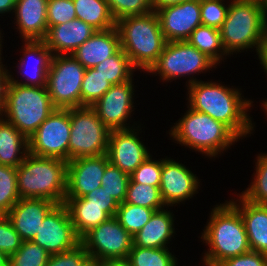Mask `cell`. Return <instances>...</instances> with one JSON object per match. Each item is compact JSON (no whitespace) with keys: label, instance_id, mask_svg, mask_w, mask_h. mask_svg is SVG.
Returning <instances> with one entry per match:
<instances>
[{"label":"cell","instance_id":"cell-33","mask_svg":"<svg viewBox=\"0 0 267 266\" xmlns=\"http://www.w3.org/2000/svg\"><path fill=\"white\" fill-rule=\"evenodd\" d=\"M111 87L112 84L95 68H87L81 84V107H91Z\"/></svg>","mask_w":267,"mask_h":266},{"label":"cell","instance_id":"cell-40","mask_svg":"<svg viewBox=\"0 0 267 266\" xmlns=\"http://www.w3.org/2000/svg\"><path fill=\"white\" fill-rule=\"evenodd\" d=\"M229 9L224 0H200V16L202 25L220 29Z\"/></svg>","mask_w":267,"mask_h":266},{"label":"cell","instance_id":"cell-37","mask_svg":"<svg viewBox=\"0 0 267 266\" xmlns=\"http://www.w3.org/2000/svg\"><path fill=\"white\" fill-rule=\"evenodd\" d=\"M50 256L33 241H23L20 248L9 256L8 266H46Z\"/></svg>","mask_w":267,"mask_h":266},{"label":"cell","instance_id":"cell-12","mask_svg":"<svg viewBox=\"0 0 267 266\" xmlns=\"http://www.w3.org/2000/svg\"><path fill=\"white\" fill-rule=\"evenodd\" d=\"M81 243L91 260L127 259L133 246V236L116 217H110L87 232Z\"/></svg>","mask_w":267,"mask_h":266},{"label":"cell","instance_id":"cell-49","mask_svg":"<svg viewBox=\"0 0 267 266\" xmlns=\"http://www.w3.org/2000/svg\"><path fill=\"white\" fill-rule=\"evenodd\" d=\"M98 266H131L127 259L98 260Z\"/></svg>","mask_w":267,"mask_h":266},{"label":"cell","instance_id":"cell-24","mask_svg":"<svg viewBox=\"0 0 267 266\" xmlns=\"http://www.w3.org/2000/svg\"><path fill=\"white\" fill-rule=\"evenodd\" d=\"M48 0H17L15 25L23 40H43L48 31Z\"/></svg>","mask_w":267,"mask_h":266},{"label":"cell","instance_id":"cell-20","mask_svg":"<svg viewBox=\"0 0 267 266\" xmlns=\"http://www.w3.org/2000/svg\"><path fill=\"white\" fill-rule=\"evenodd\" d=\"M57 204L48 199L20 198L6 214L23 241H32L45 216Z\"/></svg>","mask_w":267,"mask_h":266},{"label":"cell","instance_id":"cell-34","mask_svg":"<svg viewBox=\"0 0 267 266\" xmlns=\"http://www.w3.org/2000/svg\"><path fill=\"white\" fill-rule=\"evenodd\" d=\"M154 211L123 202L119 204L115 217L127 232L135 236L146 225Z\"/></svg>","mask_w":267,"mask_h":266},{"label":"cell","instance_id":"cell-1","mask_svg":"<svg viewBox=\"0 0 267 266\" xmlns=\"http://www.w3.org/2000/svg\"><path fill=\"white\" fill-rule=\"evenodd\" d=\"M187 87L188 106L191 109L208 114L214 120L224 123L239 138L252 134L254 123L247 112L254 102L243 99L244 96H241L242 93L238 88L202 80Z\"/></svg>","mask_w":267,"mask_h":266},{"label":"cell","instance_id":"cell-57","mask_svg":"<svg viewBox=\"0 0 267 266\" xmlns=\"http://www.w3.org/2000/svg\"><path fill=\"white\" fill-rule=\"evenodd\" d=\"M266 14H267V3L265 4Z\"/></svg>","mask_w":267,"mask_h":266},{"label":"cell","instance_id":"cell-47","mask_svg":"<svg viewBox=\"0 0 267 266\" xmlns=\"http://www.w3.org/2000/svg\"><path fill=\"white\" fill-rule=\"evenodd\" d=\"M2 44L0 43V118L3 117V113L5 110V102H6V94L7 88L9 84V74L11 72L5 68V65L2 64Z\"/></svg>","mask_w":267,"mask_h":266},{"label":"cell","instance_id":"cell-26","mask_svg":"<svg viewBox=\"0 0 267 266\" xmlns=\"http://www.w3.org/2000/svg\"><path fill=\"white\" fill-rule=\"evenodd\" d=\"M167 208L154 211L146 225L133 236L134 246L168 248L167 245L175 233V228L173 227L174 214Z\"/></svg>","mask_w":267,"mask_h":266},{"label":"cell","instance_id":"cell-31","mask_svg":"<svg viewBox=\"0 0 267 266\" xmlns=\"http://www.w3.org/2000/svg\"><path fill=\"white\" fill-rule=\"evenodd\" d=\"M131 266H177V258L169 248H143L132 246L127 257Z\"/></svg>","mask_w":267,"mask_h":266},{"label":"cell","instance_id":"cell-23","mask_svg":"<svg viewBox=\"0 0 267 266\" xmlns=\"http://www.w3.org/2000/svg\"><path fill=\"white\" fill-rule=\"evenodd\" d=\"M121 49L120 35L117 27L97 30L81 44L72 55L85 68H93L116 54Z\"/></svg>","mask_w":267,"mask_h":266},{"label":"cell","instance_id":"cell-43","mask_svg":"<svg viewBox=\"0 0 267 266\" xmlns=\"http://www.w3.org/2000/svg\"><path fill=\"white\" fill-rule=\"evenodd\" d=\"M88 260V252L80 242L72 249L51 255L46 266H84Z\"/></svg>","mask_w":267,"mask_h":266},{"label":"cell","instance_id":"cell-42","mask_svg":"<svg viewBox=\"0 0 267 266\" xmlns=\"http://www.w3.org/2000/svg\"><path fill=\"white\" fill-rule=\"evenodd\" d=\"M73 19H76V12L73 0H48V28L67 23Z\"/></svg>","mask_w":267,"mask_h":266},{"label":"cell","instance_id":"cell-38","mask_svg":"<svg viewBox=\"0 0 267 266\" xmlns=\"http://www.w3.org/2000/svg\"><path fill=\"white\" fill-rule=\"evenodd\" d=\"M130 175L110 162L107 163L101 186L120 204L126 197Z\"/></svg>","mask_w":267,"mask_h":266},{"label":"cell","instance_id":"cell-45","mask_svg":"<svg viewBox=\"0 0 267 266\" xmlns=\"http://www.w3.org/2000/svg\"><path fill=\"white\" fill-rule=\"evenodd\" d=\"M208 266L207 264H203ZM217 266H267V255L250 250L247 253L226 259Z\"/></svg>","mask_w":267,"mask_h":266},{"label":"cell","instance_id":"cell-7","mask_svg":"<svg viewBox=\"0 0 267 266\" xmlns=\"http://www.w3.org/2000/svg\"><path fill=\"white\" fill-rule=\"evenodd\" d=\"M55 109L46 87L9 82L3 117L27 138Z\"/></svg>","mask_w":267,"mask_h":266},{"label":"cell","instance_id":"cell-46","mask_svg":"<svg viewBox=\"0 0 267 266\" xmlns=\"http://www.w3.org/2000/svg\"><path fill=\"white\" fill-rule=\"evenodd\" d=\"M87 200V205H96V206H119V203L116 201L113 196H111L103 187L94 189L92 192L88 193L83 197Z\"/></svg>","mask_w":267,"mask_h":266},{"label":"cell","instance_id":"cell-41","mask_svg":"<svg viewBox=\"0 0 267 266\" xmlns=\"http://www.w3.org/2000/svg\"><path fill=\"white\" fill-rule=\"evenodd\" d=\"M151 156L152 155L135 169L130 175V179L136 183L160 187L163 158L158 161L154 159L152 160Z\"/></svg>","mask_w":267,"mask_h":266},{"label":"cell","instance_id":"cell-35","mask_svg":"<svg viewBox=\"0 0 267 266\" xmlns=\"http://www.w3.org/2000/svg\"><path fill=\"white\" fill-rule=\"evenodd\" d=\"M254 180L240 195L251 203L267 205V153L256 157Z\"/></svg>","mask_w":267,"mask_h":266},{"label":"cell","instance_id":"cell-15","mask_svg":"<svg viewBox=\"0 0 267 266\" xmlns=\"http://www.w3.org/2000/svg\"><path fill=\"white\" fill-rule=\"evenodd\" d=\"M138 130H141L139 126L111 130L109 134L107 149L109 162L129 175L151 155L148 148L140 141Z\"/></svg>","mask_w":267,"mask_h":266},{"label":"cell","instance_id":"cell-10","mask_svg":"<svg viewBox=\"0 0 267 266\" xmlns=\"http://www.w3.org/2000/svg\"><path fill=\"white\" fill-rule=\"evenodd\" d=\"M85 68L72 54L53 55L47 75V91L56 108H80Z\"/></svg>","mask_w":267,"mask_h":266},{"label":"cell","instance_id":"cell-11","mask_svg":"<svg viewBox=\"0 0 267 266\" xmlns=\"http://www.w3.org/2000/svg\"><path fill=\"white\" fill-rule=\"evenodd\" d=\"M70 108H56L28 138L29 153L68 162Z\"/></svg>","mask_w":267,"mask_h":266},{"label":"cell","instance_id":"cell-54","mask_svg":"<svg viewBox=\"0 0 267 266\" xmlns=\"http://www.w3.org/2000/svg\"><path fill=\"white\" fill-rule=\"evenodd\" d=\"M263 103H262V108H263V110H265V113L267 114V99H265V101H262Z\"/></svg>","mask_w":267,"mask_h":266},{"label":"cell","instance_id":"cell-53","mask_svg":"<svg viewBox=\"0 0 267 266\" xmlns=\"http://www.w3.org/2000/svg\"><path fill=\"white\" fill-rule=\"evenodd\" d=\"M84 266H98V260L89 259Z\"/></svg>","mask_w":267,"mask_h":266},{"label":"cell","instance_id":"cell-9","mask_svg":"<svg viewBox=\"0 0 267 266\" xmlns=\"http://www.w3.org/2000/svg\"><path fill=\"white\" fill-rule=\"evenodd\" d=\"M68 161L107 154L110 131L91 107L70 108Z\"/></svg>","mask_w":267,"mask_h":266},{"label":"cell","instance_id":"cell-13","mask_svg":"<svg viewBox=\"0 0 267 266\" xmlns=\"http://www.w3.org/2000/svg\"><path fill=\"white\" fill-rule=\"evenodd\" d=\"M50 255L74 248L81 242L64 203L57 204L44 218L32 240Z\"/></svg>","mask_w":267,"mask_h":266},{"label":"cell","instance_id":"cell-3","mask_svg":"<svg viewBox=\"0 0 267 266\" xmlns=\"http://www.w3.org/2000/svg\"><path fill=\"white\" fill-rule=\"evenodd\" d=\"M220 34L227 57L253 47L258 54L267 41L265 4L255 0H231Z\"/></svg>","mask_w":267,"mask_h":266},{"label":"cell","instance_id":"cell-29","mask_svg":"<svg viewBox=\"0 0 267 266\" xmlns=\"http://www.w3.org/2000/svg\"><path fill=\"white\" fill-rule=\"evenodd\" d=\"M187 41L217 65L221 60L224 61V56L226 59L227 54L221 41L220 29L201 24L193 30Z\"/></svg>","mask_w":267,"mask_h":266},{"label":"cell","instance_id":"cell-25","mask_svg":"<svg viewBox=\"0 0 267 266\" xmlns=\"http://www.w3.org/2000/svg\"><path fill=\"white\" fill-rule=\"evenodd\" d=\"M64 204L70 214L75 232L80 239L110 217H115L119 207L87 205V200L83 197L65 198Z\"/></svg>","mask_w":267,"mask_h":266},{"label":"cell","instance_id":"cell-5","mask_svg":"<svg viewBox=\"0 0 267 266\" xmlns=\"http://www.w3.org/2000/svg\"><path fill=\"white\" fill-rule=\"evenodd\" d=\"M121 49L132 65L148 71L157 61L167 43L155 11L144 15L126 16L116 21Z\"/></svg>","mask_w":267,"mask_h":266},{"label":"cell","instance_id":"cell-8","mask_svg":"<svg viewBox=\"0 0 267 266\" xmlns=\"http://www.w3.org/2000/svg\"><path fill=\"white\" fill-rule=\"evenodd\" d=\"M217 64L206 54L200 52L188 41L167 42L163 52L157 61L147 71V73L159 74L160 78L165 81L180 79L181 77L190 79L186 86L200 81L193 75L211 70ZM191 75L193 76L191 78Z\"/></svg>","mask_w":267,"mask_h":266},{"label":"cell","instance_id":"cell-21","mask_svg":"<svg viewBox=\"0 0 267 266\" xmlns=\"http://www.w3.org/2000/svg\"><path fill=\"white\" fill-rule=\"evenodd\" d=\"M96 31L91 25L76 18L67 23L48 28L43 41L53 55H68L72 54Z\"/></svg>","mask_w":267,"mask_h":266},{"label":"cell","instance_id":"cell-52","mask_svg":"<svg viewBox=\"0 0 267 266\" xmlns=\"http://www.w3.org/2000/svg\"><path fill=\"white\" fill-rule=\"evenodd\" d=\"M9 257L0 251V266H8Z\"/></svg>","mask_w":267,"mask_h":266},{"label":"cell","instance_id":"cell-30","mask_svg":"<svg viewBox=\"0 0 267 266\" xmlns=\"http://www.w3.org/2000/svg\"><path fill=\"white\" fill-rule=\"evenodd\" d=\"M93 68H95L112 85L121 84L131 80L134 74L133 71H136L130 58L122 49Z\"/></svg>","mask_w":267,"mask_h":266},{"label":"cell","instance_id":"cell-39","mask_svg":"<svg viewBox=\"0 0 267 266\" xmlns=\"http://www.w3.org/2000/svg\"><path fill=\"white\" fill-rule=\"evenodd\" d=\"M115 21L135 15L153 12L152 0H106Z\"/></svg>","mask_w":267,"mask_h":266},{"label":"cell","instance_id":"cell-22","mask_svg":"<svg viewBox=\"0 0 267 266\" xmlns=\"http://www.w3.org/2000/svg\"><path fill=\"white\" fill-rule=\"evenodd\" d=\"M228 202L240 213L252 251L267 255V205L251 203L239 194Z\"/></svg>","mask_w":267,"mask_h":266},{"label":"cell","instance_id":"cell-50","mask_svg":"<svg viewBox=\"0 0 267 266\" xmlns=\"http://www.w3.org/2000/svg\"><path fill=\"white\" fill-rule=\"evenodd\" d=\"M17 0H0V14L14 12Z\"/></svg>","mask_w":267,"mask_h":266},{"label":"cell","instance_id":"cell-18","mask_svg":"<svg viewBox=\"0 0 267 266\" xmlns=\"http://www.w3.org/2000/svg\"><path fill=\"white\" fill-rule=\"evenodd\" d=\"M200 182L184 164L170 158H163L160 177V193L167 207L191 199L198 193Z\"/></svg>","mask_w":267,"mask_h":266},{"label":"cell","instance_id":"cell-44","mask_svg":"<svg viewBox=\"0 0 267 266\" xmlns=\"http://www.w3.org/2000/svg\"><path fill=\"white\" fill-rule=\"evenodd\" d=\"M22 242L7 215H0V251L9 257L20 248Z\"/></svg>","mask_w":267,"mask_h":266},{"label":"cell","instance_id":"cell-6","mask_svg":"<svg viewBox=\"0 0 267 266\" xmlns=\"http://www.w3.org/2000/svg\"><path fill=\"white\" fill-rule=\"evenodd\" d=\"M171 127L169 135L181 146L207 156L217 157L240 139L227 125L211 116L191 109Z\"/></svg>","mask_w":267,"mask_h":266},{"label":"cell","instance_id":"cell-14","mask_svg":"<svg viewBox=\"0 0 267 266\" xmlns=\"http://www.w3.org/2000/svg\"><path fill=\"white\" fill-rule=\"evenodd\" d=\"M133 79L112 87L91 108L109 130L130 129L128 119L134 110ZM128 125V126H127Z\"/></svg>","mask_w":267,"mask_h":266},{"label":"cell","instance_id":"cell-2","mask_svg":"<svg viewBox=\"0 0 267 266\" xmlns=\"http://www.w3.org/2000/svg\"><path fill=\"white\" fill-rule=\"evenodd\" d=\"M210 214L201 236L202 241L209 246L203 256V263L217 266L226 259L251 250L240 213L228 201L216 205Z\"/></svg>","mask_w":267,"mask_h":266},{"label":"cell","instance_id":"cell-19","mask_svg":"<svg viewBox=\"0 0 267 266\" xmlns=\"http://www.w3.org/2000/svg\"><path fill=\"white\" fill-rule=\"evenodd\" d=\"M23 42L25 43L22 46V55L24 56L21 57L17 68L20 70L24 68V71L18 72L22 73L21 75L24 74L23 76L26 77L27 81L15 80L14 76L9 74V82L23 86L46 87L47 75L53 57L51 50L43 40H23Z\"/></svg>","mask_w":267,"mask_h":266},{"label":"cell","instance_id":"cell-36","mask_svg":"<svg viewBox=\"0 0 267 266\" xmlns=\"http://www.w3.org/2000/svg\"><path fill=\"white\" fill-rule=\"evenodd\" d=\"M16 168L0 164V215H6L19 201Z\"/></svg>","mask_w":267,"mask_h":266},{"label":"cell","instance_id":"cell-4","mask_svg":"<svg viewBox=\"0 0 267 266\" xmlns=\"http://www.w3.org/2000/svg\"><path fill=\"white\" fill-rule=\"evenodd\" d=\"M16 173L20 198L48 199L56 204L65 202L66 161L28 153Z\"/></svg>","mask_w":267,"mask_h":266},{"label":"cell","instance_id":"cell-48","mask_svg":"<svg viewBox=\"0 0 267 266\" xmlns=\"http://www.w3.org/2000/svg\"><path fill=\"white\" fill-rule=\"evenodd\" d=\"M187 0H152L153 10L162 9L167 6L176 5Z\"/></svg>","mask_w":267,"mask_h":266},{"label":"cell","instance_id":"cell-56","mask_svg":"<svg viewBox=\"0 0 267 266\" xmlns=\"http://www.w3.org/2000/svg\"><path fill=\"white\" fill-rule=\"evenodd\" d=\"M1 35H2V34H1V32H0V43H2V40H3V39H1V38H2Z\"/></svg>","mask_w":267,"mask_h":266},{"label":"cell","instance_id":"cell-55","mask_svg":"<svg viewBox=\"0 0 267 266\" xmlns=\"http://www.w3.org/2000/svg\"><path fill=\"white\" fill-rule=\"evenodd\" d=\"M255 1H258V2H261V3H264V4L267 3V0H255Z\"/></svg>","mask_w":267,"mask_h":266},{"label":"cell","instance_id":"cell-27","mask_svg":"<svg viewBox=\"0 0 267 266\" xmlns=\"http://www.w3.org/2000/svg\"><path fill=\"white\" fill-rule=\"evenodd\" d=\"M28 153V138L14 125L1 117L0 164L17 168L23 162Z\"/></svg>","mask_w":267,"mask_h":266},{"label":"cell","instance_id":"cell-16","mask_svg":"<svg viewBox=\"0 0 267 266\" xmlns=\"http://www.w3.org/2000/svg\"><path fill=\"white\" fill-rule=\"evenodd\" d=\"M108 162L107 154L68 161L65 198H81L101 187Z\"/></svg>","mask_w":267,"mask_h":266},{"label":"cell","instance_id":"cell-32","mask_svg":"<svg viewBox=\"0 0 267 266\" xmlns=\"http://www.w3.org/2000/svg\"><path fill=\"white\" fill-rule=\"evenodd\" d=\"M125 203L145 208L154 209L155 211L166 207L162 200L160 188L149 184H140L129 180Z\"/></svg>","mask_w":267,"mask_h":266},{"label":"cell","instance_id":"cell-17","mask_svg":"<svg viewBox=\"0 0 267 266\" xmlns=\"http://www.w3.org/2000/svg\"><path fill=\"white\" fill-rule=\"evenodd\" d=\"M167 42L187 41L202 24L200 0H187L155 11Z\"/></svg>","mask_w":267,"mask_h":266},{"label":"cell","instance_id":"cell-51","mask_svg":"<svg viewBox=\"0 0 267 266\" xmlns=\"http://www.w3.org/2000/svg\"><path fill=\"white\" fill-rule=\"evenodd\" d=\"M258 59L264 69V72L267 73V41L264 45L259 49Z\"/></svg>","mask_w":267,"mask_h":266},{"label":"cell","instance_id":"cell-28","mask_svg":"<svg viewBox=\"0 0 267 266\" xmlns=\"http://www.w3.org/2000/svg\"><path fill=\"white\" fill-rule=\"evenodd\" d=\"M76 18L91 25L96 30L116 27L106 0H73Z\"/></svg>","mask_w":267,"mask_h":266}]
</instances>
